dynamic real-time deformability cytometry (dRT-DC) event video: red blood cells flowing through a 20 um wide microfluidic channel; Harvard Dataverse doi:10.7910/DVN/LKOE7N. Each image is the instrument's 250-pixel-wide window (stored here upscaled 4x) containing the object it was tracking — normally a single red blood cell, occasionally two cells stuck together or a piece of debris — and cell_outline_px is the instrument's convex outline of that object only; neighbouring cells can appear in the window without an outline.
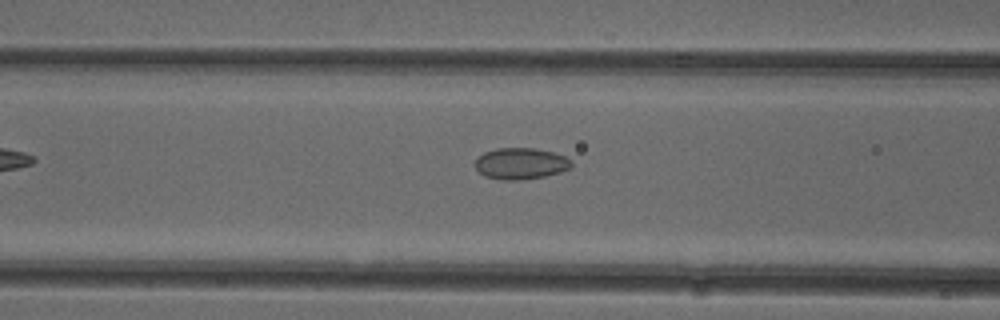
{"species": "common noctule bat (a hibernating species)", "species_latin": "Nyctalus noctula", "temperature_condition": "cold", "stored_images_in_passage": 39, "camera_frame_rate_fps": 3000, "um_per_image_px": 0.085, "animal": {"sex": "female"}, "frame": {"image": 1, "passage_image": 7, "time_ms": 2.0, "image_size_px": [1000, 320], "cell_outline_px": [[572, 164], [568, 168], [560, 172], [544, 176], [520, 180], [504, 180], [484, 176], [476, 168], [476, 160], [484, 152], [496, 148], [532, 148], [552, 152], [564, 156], [572, 160]], "centroid_in_image_um": [44.25, 13.9], "position_along_channel_um": 122.3, "area_um2": 17.4}}
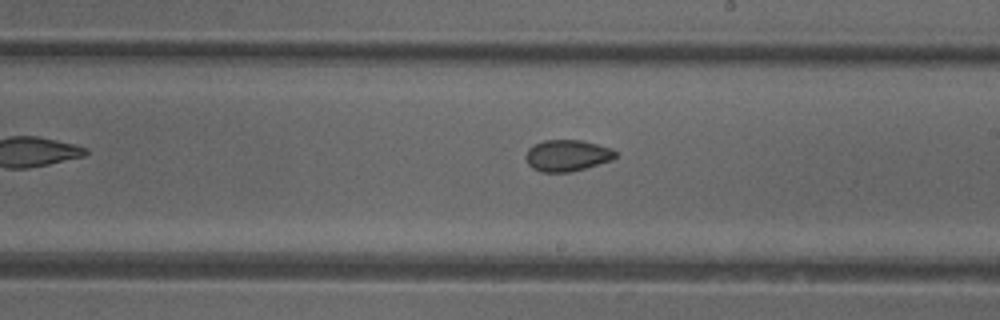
{"frame": {"image": 2, "passage_image": 16, "time_ms": 5.0, "image_size_px": [1000, 320], "cell_outline_px": [[616, 156], [612, 160], [584, 168], [568, 172], [540, 172], [532, 168], [528, 164], [524, 156], [528, 148], [532, 144], [544, 140], [580, 140], [612, 148], [616, 152]], "centroid_in_image_um": [48.16, 13.21], "position_along_channel_um": 240.8, "area_um2": 16.47}}
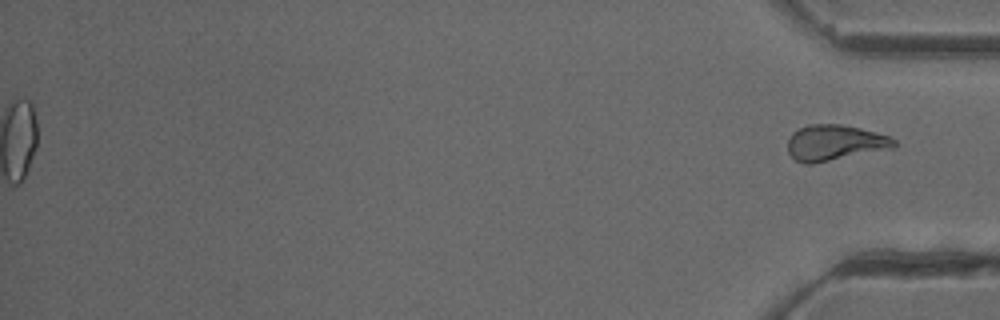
{"frame": {"image": 3, "passage_image": 39, "time_ms": 12.667, "image_size_px": [1000, 320], "cell_outline_px": [[896, 148], [812, 164], [804, 164], [796, 160], [788, 152], [788, 140], [792, 132], [808, 124], [840, 124], [860, 128], [876, 132], [888, 136], [896, 140]], "centroid_in_image_um": [70.97, 12.14], "position_along_channel_um": 364.2, "area_um2": 22.31}, "authors_computed_cell_mechanics": {"area_um2": 16.8198, "velocity_mm_per_s": 3.9499, "shape_relaxation_time_tau1_ms": null, "shape_relaxation_time_tau2_ms": 3.5061, "deformation_change_tau1": null, "deformation_change_tau2": 0.065}}